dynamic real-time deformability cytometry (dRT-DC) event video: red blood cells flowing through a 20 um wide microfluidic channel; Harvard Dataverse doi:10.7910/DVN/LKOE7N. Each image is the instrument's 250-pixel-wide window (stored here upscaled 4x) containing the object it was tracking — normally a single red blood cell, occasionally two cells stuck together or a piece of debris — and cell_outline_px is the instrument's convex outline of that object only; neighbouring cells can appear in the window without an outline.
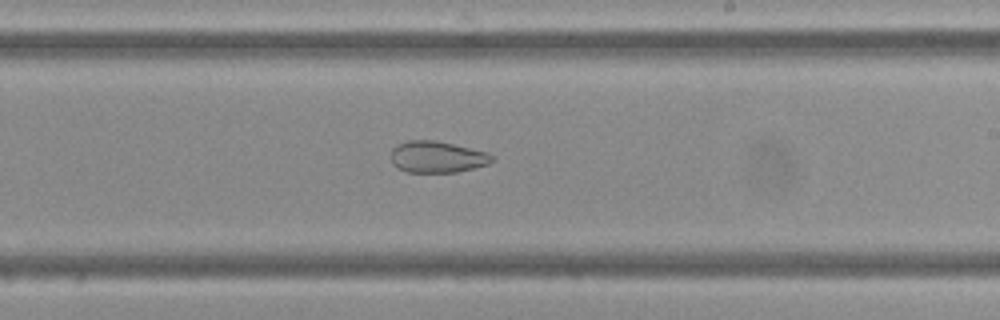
{"species": "Egyptian fruit bat (a non-hibernating species)", "species_latin": "Rousettus aegyptiacus", "temperature_condition": "cold", "stored_images_in_passage": 39, "camera_frame_rate_fps": 3000, "um_per_image_px": 0.085, "frame": {"image": 1, "passage_image": 28, "time_ms": 9.0, "image_size_px": [1000, 320], "cell_outline_px": [[496, 160], [488, 164], [456, 172], [408, 172], [396, 168], [392, 164], [392, 148], [396, 144], [408, 140], [436, 140], [488, 152], [496, 156]], "centroid_in_image_um": [37.17, 13.33], "position_along_channel_um": 251.8, "area_um2": 18.79}}